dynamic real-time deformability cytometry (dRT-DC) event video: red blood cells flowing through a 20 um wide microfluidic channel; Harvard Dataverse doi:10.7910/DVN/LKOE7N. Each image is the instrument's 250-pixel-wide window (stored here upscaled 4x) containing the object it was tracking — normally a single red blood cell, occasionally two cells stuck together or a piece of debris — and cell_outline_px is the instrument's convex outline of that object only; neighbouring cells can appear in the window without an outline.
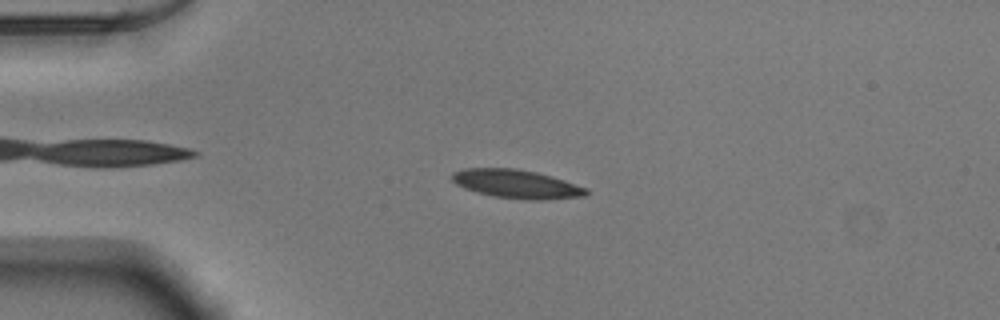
{"species": "Egyptian fruit bat (a non-hibernating species)", "species_latin": "Rousettus aegyptiacus", "temperature_condition": "warm", "stored_images_in_passage": 48, "camera_frame_rate_fps": 3000, "um_per_image_px": 0.085, "animal": {"sex": "male"}, "frame": {"image": 1, "passage_image": 9, "time_ms": 2.667, "image_size_px": [1000, 320], "cell_outline_px": [[588, 192], [584, 196], [544, 200], [528, 200], [492, 196], [476, 192], [464, 188], [456, 184], [452, 180], [452, 172], [464, 168], [516, 168], [536, 172], [552, 176], [588, 188]], "centroid_in_image_um": [43.9, 15.64], "position_along_channel_um": 41.1, "area_um2": 22.48}}
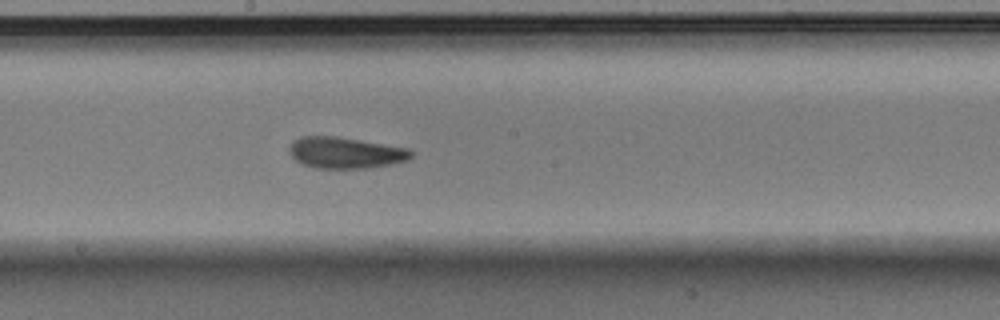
{"frame": {"image": 2, "passage_image": 25, "time_ms": 8.0, "image_size_px": [1000, 320], "cell_outline_px": [[412, 156], [408, 160], [392, 164], [372, 168], [316, 168], [304, 164], [296, 160], [288, 152], [288, 148], [292, 140], [300, 136], [336, 136], [408, 148], [412, 152]], "centroid_in_image_um": [29.34, 12.98], "position_along_channel_um": 218.9, "area_um2": 22.31}}
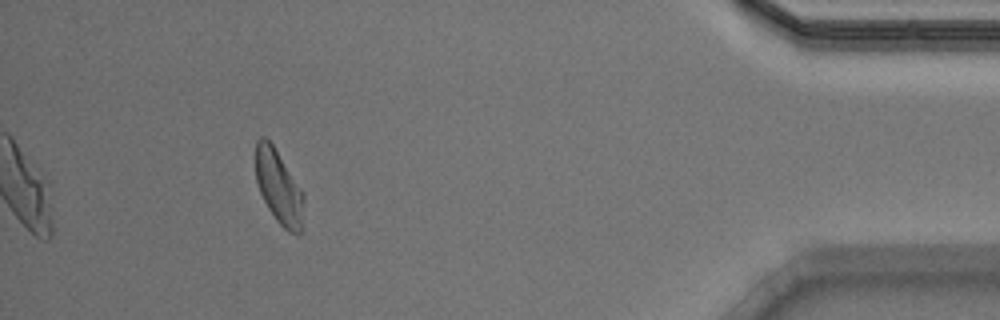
{"frame": {"image": 3, "passage_image": 44, "time_ms": 14.333, "image_size_px": [1000, 320], "cell_outline_px": [[304, 228], [300, 232], [288, 232], [276, 220], [268, 208], [260, 192], [256, 180], [256, 140], [260, 136], [264, 136], [272, 144], [304, 192]], "centroid_in_image_um": [23.73, 15.93], "position_along_channel_um": 411.5, "area_um2": 20.81}, "authors_computed_cell_mechanics": {"area_um2": 21.5016, "velocity_mm_per_s": 3.8988, "shape_relaxation_time_tau1_ms": 3.4481, "shape_relaxation_time_tau2_ms": 2.0954, "deformation_change_tau1": 0.1514, "deformation_change_tau2": 0.0803}}